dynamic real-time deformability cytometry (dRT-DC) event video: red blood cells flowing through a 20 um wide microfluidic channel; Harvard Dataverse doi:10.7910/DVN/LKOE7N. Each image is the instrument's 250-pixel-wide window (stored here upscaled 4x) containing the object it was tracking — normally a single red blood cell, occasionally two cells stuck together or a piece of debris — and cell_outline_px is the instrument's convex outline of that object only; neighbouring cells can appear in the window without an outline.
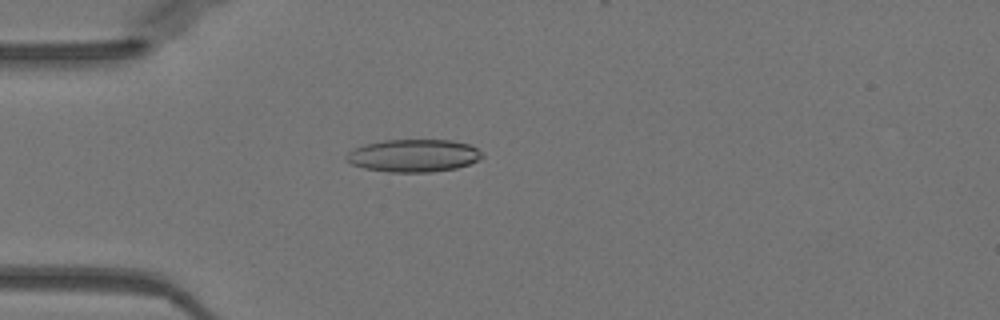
{"species": "Egyptian fruit bat (a non-hibernating species)", "species_latin": "Rousettus aegyptiacus", "temperature_condition": "warm", "stored_images_in_passage": 44, "camera_frame_rate_fps": 3000, "um_per_image_px": 0.085, "animal": {"sex": "female"}, "frame": {"image": 1, "passage_image": 14, "time_ms": 4.333, "image_size_px": [1000, 320], "cell_outline_px": [[484, 156], [468, 164], [456, 168], [432, 172], [388, 172], [364, 168], [352, 164], [344, 156], [348, 152], [364, 144], [384, 140], [452, 140], [468, 144], [484, 152]], "centroid_in_image_um": [35.16, 13.22], "position_along_channel_um": 49.8, "area_um2": 25.78}}
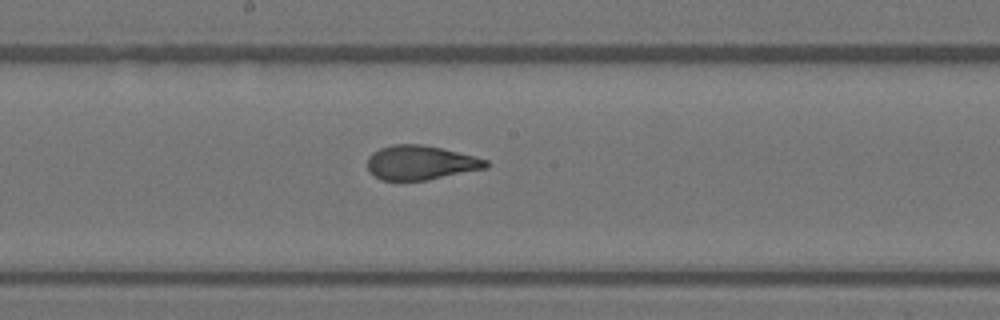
{"frame": {"image": 2, "passage_image": 27, "time_ms": 8.667, "image_size_px": [1000, 320], "cell_outline_px": [[488, 168], [428, 180], [380, 180], [368, 168], [368, 156], [372, 152], [380, 148], [392, 144], [420, 144], [440, 148], [476, 156], [488, 160]], "centroid_in_image_um": [35.78, 13.82], "position_along_channel_um": 212.4, "area_um2": 23.7}}
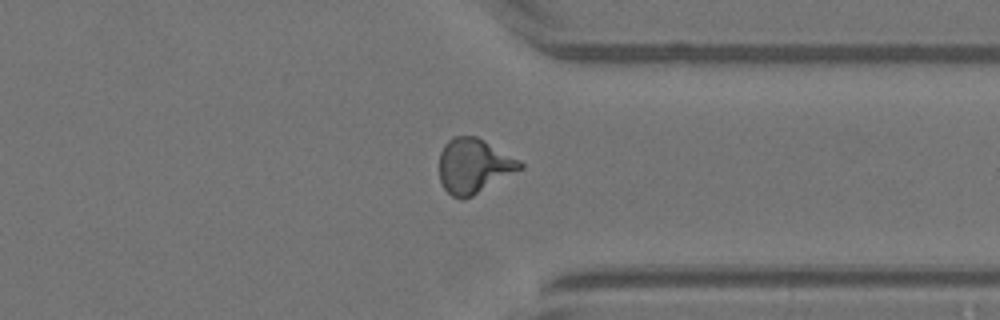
{"frame": {"image": 3, "passage_image": 39, "time_ms": 12.667, "image_size_px": [1000, 320], "cell_outline_px": [[524, 168], [472, 196], [464, 200], [460, 200], [452, 196], [444, 188], [440, 180], [440, 152], [444, 144], [452, 136], [476, 136], [484, 140], [520, 160], [524, 164]], "centroid_in_image_um": [40.28, 14.1], "position_along_channel_um": 371.1, "area_um2": 25.84}}